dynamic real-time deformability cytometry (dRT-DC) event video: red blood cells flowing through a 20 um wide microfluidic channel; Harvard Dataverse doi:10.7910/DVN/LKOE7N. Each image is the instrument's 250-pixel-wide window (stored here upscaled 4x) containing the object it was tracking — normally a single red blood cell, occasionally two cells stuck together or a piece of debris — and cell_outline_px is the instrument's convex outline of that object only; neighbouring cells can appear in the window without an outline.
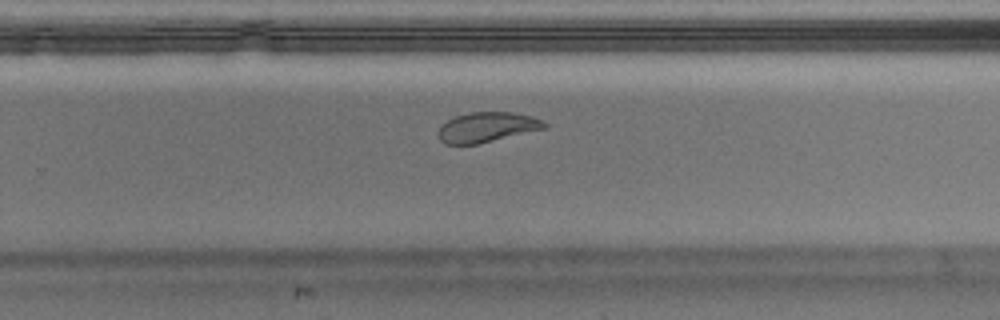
{"species": "Egyptian fruit bat (a non-hibernating species)", "species_latin": "Rousettus aegyptiacus", "temperature_condition": "warm", "stored_images_in_passage": 40, "camera_frame_rate_fps": 3000, "um_per_image_px": 0.085, "animal": {"sex": "male"}, "frame": {"image": 1, "passage_image": 23, "time_ms": 7.333, "image_size_px": [1000, 320], "cell_outline_px": [[548, 128], [476, 144], [444, 144], [440, 140], [440, 128], [448, 120], [456, 116], [472, 112], [512, 112], [532, 116], [548, 124]], "centroid_in_image_um": [41.44, 10.81], "position_along_channel_um": 288.4, "area_um2": 18.26}, "authors_computed_cell_mechanics": {"area_um2": 19.6809, "velocity_mm_per_s": 4.0373, "shape_relaxation_time_tau1_ms": null, "shape_relaxation_time_tau2_ms": 1.8053, "deformation_change_tau1": null, "deformation_change_tau2": 0.0701}}